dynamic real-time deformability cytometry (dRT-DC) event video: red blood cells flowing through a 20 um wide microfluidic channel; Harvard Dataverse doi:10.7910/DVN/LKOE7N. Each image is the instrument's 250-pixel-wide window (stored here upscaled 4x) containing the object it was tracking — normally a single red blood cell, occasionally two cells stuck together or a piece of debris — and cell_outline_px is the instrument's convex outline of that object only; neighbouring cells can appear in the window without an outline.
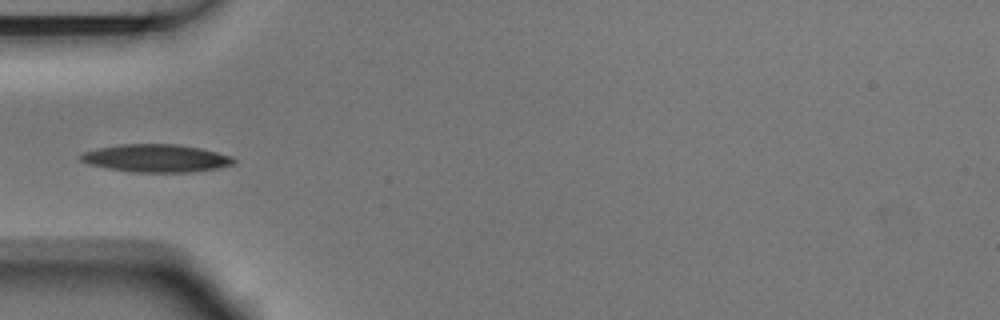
{"species": "Egyptian fruit bat (a non-hibernating species)", "species_latin": "Rousettus aegyptiacus", "temperature_condition": "room temperature", "stored_images_in_passage": 6, "camera_frame_rate_fps": 3000, "um_per_image_px": 0.085, "animal": {"sex": "male"}, "frame": {"image": 1, "passage_image": 6, "time_ms": 1.667, "image_size_px": [1000, 320], "cell_outline_px": [[236, 160], [232, 164], [220, 168], [188, 172], [132, 172], [108, 168], [88, 164], [80, 160], [80, 156], [84, 152], [96, 148], [120, 144], [176, 144], [200, 148], [232, 156]], "centroid_in_image_um": [13.26, 13.45], "position_along_channel_um": 71.7, "area_um2": 24.74}}